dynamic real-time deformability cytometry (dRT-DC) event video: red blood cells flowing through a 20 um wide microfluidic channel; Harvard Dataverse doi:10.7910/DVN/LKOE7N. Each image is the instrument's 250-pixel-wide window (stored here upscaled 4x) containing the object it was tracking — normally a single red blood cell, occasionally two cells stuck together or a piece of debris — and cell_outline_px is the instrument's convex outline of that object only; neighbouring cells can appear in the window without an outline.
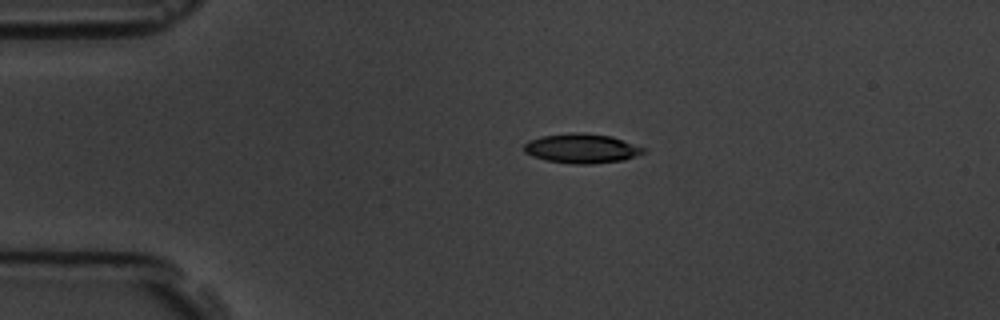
{"species": "common noctule bat (a hibernating species)", "species_latin": "Nyctalus noctula", "temperature_condition": "room temperature", "stored_images_in_passage": 5, "camera_frame_rate_fps": 3000, "um_per_image_px": 0.085, "animal": {"sex": "male", "body_mass_g": 19.5, "forearm_length_mm": 54.6}, "frame": {"image": 1, "passage_image": 4, "time_ms": 3.333, "image_size_px": [1000, 320], "cell_outline_px": [[644, 152], [636, 156], [624, 160], [592, 164], [572, 164], [548, 160], [532, 156], [524, 152], [524, 144], [528, 140], [540, 136], [572, 132], [584, 132], [612, 136], [644, 148]], "centroid_in_image_um": [49.41, 12.61], "position_along_channel_um": 35.6, "area_um2": 20.58}}